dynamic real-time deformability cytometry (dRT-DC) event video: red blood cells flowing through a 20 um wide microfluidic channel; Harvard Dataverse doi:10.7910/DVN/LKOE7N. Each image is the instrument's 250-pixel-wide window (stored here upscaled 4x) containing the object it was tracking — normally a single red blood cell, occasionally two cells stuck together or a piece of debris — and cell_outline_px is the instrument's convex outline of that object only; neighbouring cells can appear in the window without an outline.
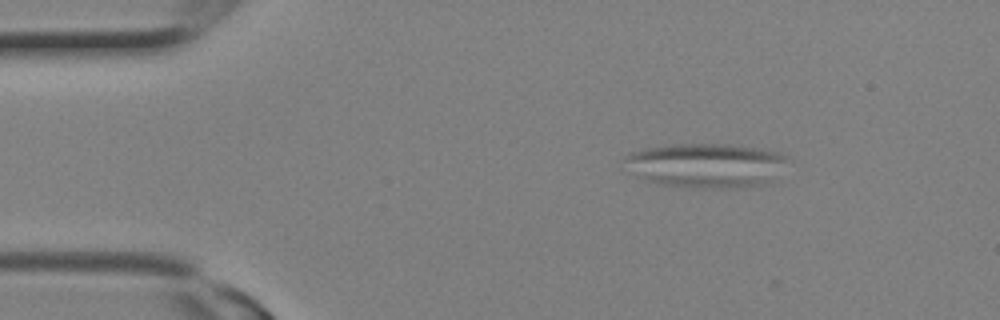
{"species": "Egyptian fruit bat (a non-hibernating species)", "species_latin": "Rousettus aegyptiacus", "temperature_condition": "room temperature", "stored_images_in_passage": 14, "camera_frame_rate_fps": 3000, "um_per_image_px": 0.085, "animal": {"sex": "female"}, "frame": {"image": 1, "passage_image": 4, "time_ms": 1.0, "image_size_px": [1000, 320], "cell_outline_px": [[788, 156], [776, 180], [760, 184], [732, 188], [696, 188], [660, 184], [644, 180], [624, 160], [632, 152], [644, 148], [672, 144], [720, 144], [764, 148], [780, 152]], "centroid_in_image_um": [60.1, 14.05], "position_along_channel_um": 24.9, "area_um2": 41.96}}
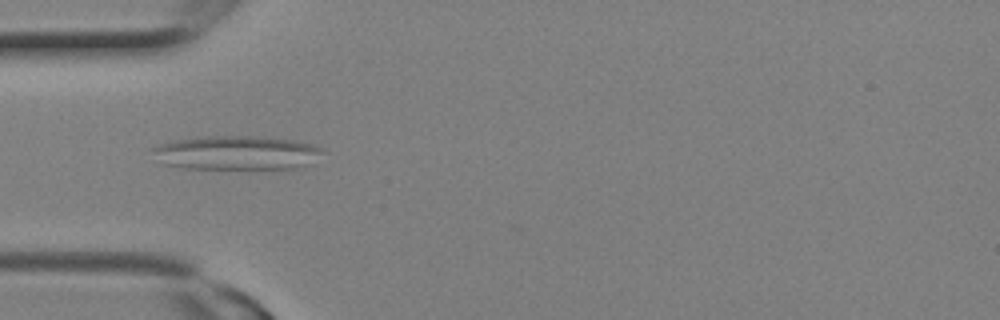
{"frame": {"image": 2, "passage_image": 8, "time_ms": 2.333, "image_size_px": [1000, 320], "cell_outline_px": [[324, 152], [304, 168], [184, 168], [160, 164], [148, 148], [160, 144], [176, 140], [200, 136], [256, 136], [292, 140], [312, 144], [320, 148]], "centroid_in_image_um": [20.04, 12.98], "position_along_channel_um": 65.0, "area_um2": 33.87}}
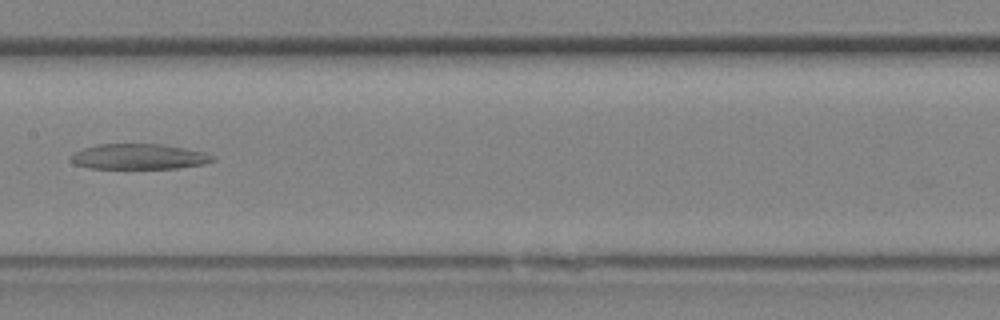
{"frame": {"image": 3, "passage_image": 13, "time_ms": 4.0, "image_size_px": [1000, 320], "cell_outline_px": [[216, 160], [204, 164], [176, 168], [88, 168], [76, 164], [68, 160], [68, 156], [84, 148], [96, 144], [160, 144], [184, 148], [204, 152], [216, 156]], "centroid_in_image_um": [11.8, 13.31], "position_along_channel_um": 195.6, "area_um2": 21.04}}